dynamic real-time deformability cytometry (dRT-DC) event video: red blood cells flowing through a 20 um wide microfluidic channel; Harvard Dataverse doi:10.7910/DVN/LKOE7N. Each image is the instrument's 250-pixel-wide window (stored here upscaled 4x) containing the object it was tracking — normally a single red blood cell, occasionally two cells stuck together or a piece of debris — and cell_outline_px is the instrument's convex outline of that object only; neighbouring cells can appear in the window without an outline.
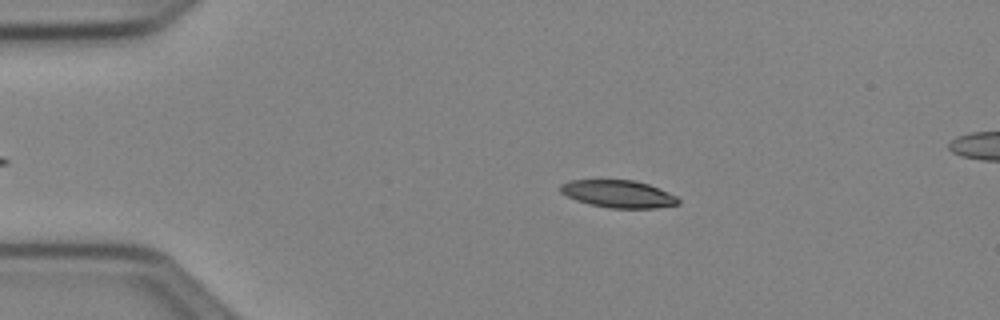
{"species": "Egyptian fruit bat (a non-hibernating species)", "species_latin": "Rousettus aegyptiacus", "temperature_condition": "cold", "stored_images_in_passage": 44, "camera_frame_rate_fps": 3000, "um_per_image_px": 0.085, "animal": {"sex": "female"}, "frame": {"image": 1, "passage_image": 10, "time_ms": 3.0, "image_size_px": [1000, 320], "cell_outline_px": [[680, 204], [656, 208], [608, 208], [576, 200], [560, 192], [560, 184], [568, 180], [632, 180], [648, 184], [668, 192], [676, 196], [680, 200]], "centroid_in_image_um": [52.56, 16.48], "position_along_channel_um": 32.4, "area_um2": 18.79}}
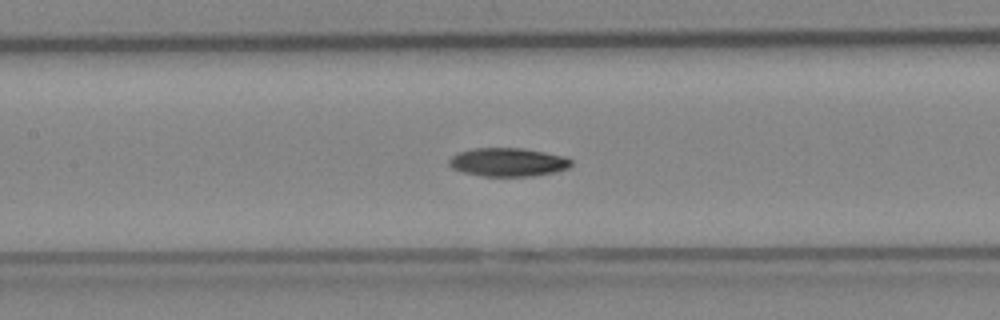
{"frame": {"image": 2, "passage_image": 24, "time_ms": 7.667, "image_size_px": [1000, 320], "cell_outline_px": [[572, 164], [568, 168], [552, 172], [532, 176], [480, 176], [460, 172], [452, 168], [448, 164], [448, 160], [452, 156], [460, 152], [472, 148], [524, 148], [564, 156], [572, 160]], "centroid_in_image_um": [43.14, 13.78], "position_along_channel_um": 164.3, "area_um2": 20.35}}
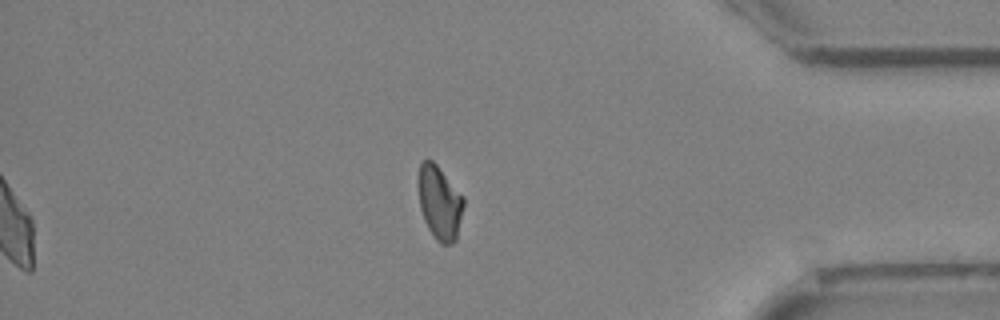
{"frame": {"image": 3, "passage_image": 44, "time_ms": 14.333, "image_size_px": [1000, 320], "cell_outline_px": [[464, 204], [456, 240], [452, 244], [440, 244], [436, 240], [428, 228], [424, 220], [420, 208], [420, 164], [424, 160], [432, 160], [436, 164], [464, 196]], "centroid_in_image_um": [37.4, 17.27], "position_along_channel_um": 397.8, "area_um2": 19.13}, "authors_computed_cell_mechanics": {"area_um2": 19.7387, "velocity_mm_per_s": 3.9555, "shape_relaxation_time_tau1_ms": 4.4453, "shape_relaxation_time_tau2_ms": null, "deformation_change_tau1": 0.1367, "deformation_change_tau2": null}}